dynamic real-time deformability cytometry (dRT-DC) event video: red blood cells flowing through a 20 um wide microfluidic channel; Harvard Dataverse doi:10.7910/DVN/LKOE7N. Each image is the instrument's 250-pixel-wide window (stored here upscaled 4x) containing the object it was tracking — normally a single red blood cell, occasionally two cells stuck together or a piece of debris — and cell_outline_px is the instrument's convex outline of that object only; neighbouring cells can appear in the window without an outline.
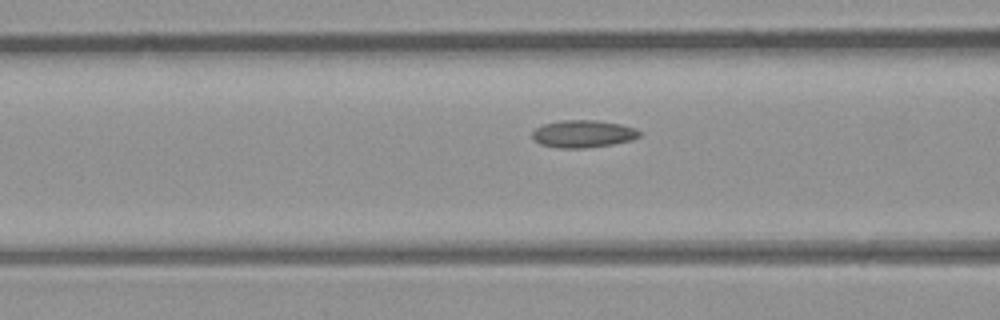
{"species": "common noctule bat (a hibernating species)", "species_latin": "Nyctalus noctula", "temperature_condition": "room temperature", "stored_images_in_passage": 7, "camera_frame_rate_fps": 3000, "um_per_image_px": 0.085, "animal": {"sex": "male", "body_mass_g": 23.1, "forearm_length_mm": 52.7}, "frame": {"image": 1, "passage_image": 6, "time_ms": 1.667, "image_size_px": [1000, 320], "cell_outline_px": [[640, 136], [632, 140], [612, 144], [584, 148], [556, 148], [540, 144], [532, 136], [532, 132], [536, 128], [544, 124], [560, 120], [596, 120], [620, 124], [636, 128], [640, 132]], "centroid_in_image_um": [49.56, 11.37], "position_along_channel_um": 117.0, "area_um2": 17.11}}